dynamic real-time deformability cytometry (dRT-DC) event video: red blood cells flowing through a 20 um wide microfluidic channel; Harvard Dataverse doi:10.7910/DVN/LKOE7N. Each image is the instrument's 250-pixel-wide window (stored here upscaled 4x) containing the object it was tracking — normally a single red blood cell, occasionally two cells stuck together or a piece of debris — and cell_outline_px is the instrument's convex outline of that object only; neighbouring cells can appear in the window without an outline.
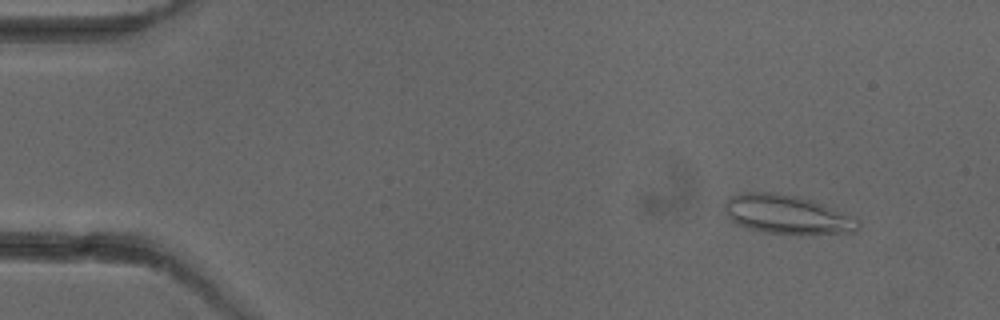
{"species": "common noctule bat (a hibernating species)", "species_latin": "Nyctalus noctula", "temperature_condition": "cold", "stored_images_in_passage": 3, "camera_frame_rate_fps": 3000, "um_per_image_px": 0.085, "animal": {"sex": "female"}, "frame": {"image": 1, "passage_image": 1, "time_ms": 0.0, "image_size_px": [1000, 320], "cell_outline_px": [[860, 228], [856, 232], [764, 232], [748, 228], [736, 224], [728, 216], [724, 208], [724, 200], [740, 192], [772, 192], [800, 196], [812, 200], [860, 220]], "centroid_in_image_um": [66.83, 18.19], "position_along_channel_um": 18.2, "area_um2": 29.59}}